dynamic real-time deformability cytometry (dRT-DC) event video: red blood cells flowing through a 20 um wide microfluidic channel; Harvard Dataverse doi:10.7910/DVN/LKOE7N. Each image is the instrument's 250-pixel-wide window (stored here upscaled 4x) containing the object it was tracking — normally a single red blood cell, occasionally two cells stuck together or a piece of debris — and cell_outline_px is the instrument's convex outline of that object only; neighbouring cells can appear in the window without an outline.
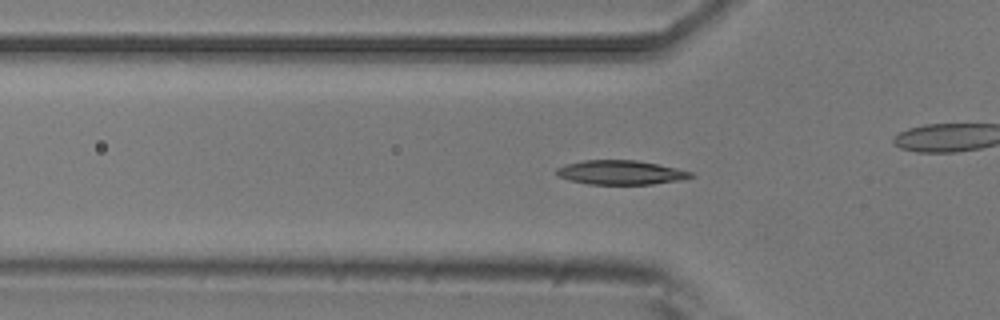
{"species": "common noctule bat (a hibernating species)", "species_latin": "Nyctalus noctula", "temperature_condition": "room temperature", "stored_images_in_passage": 54, "camera_frame_rate_fps": 3000, "um_per_image_px": 0.085, "animal": {"sex": "male", "body_mass_g": 20.5, "forearm_length_mm": 52.5}, "frame": {"image": 1, "passage_image": 17, "time_ms": 5.333, "image_size_px": [1000, 320], "cell_outline_px": [[696, 176], [680, 180], [652, 184], [588, 184], [556, 176], [556, 168], [564, 164], [584, 160], [636, 160], [676, 168], [692, 172]], "centroid_in_image_um": [52.74, 14.66], "position_along_channel_um": 73.1, "area_um2": 18.9}}
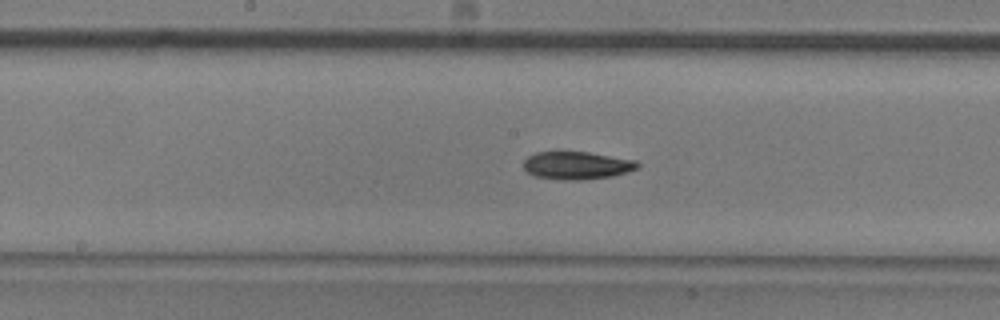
{"frame": {"image": 2, "passage_image": 27, "time_ms": 8.667, "image_size_px": [1000, 320], "cell_outline_px": [[640, 168], [628, 172], [612, 176], [584, 180], [560, 180], [536, 176], [528, 172], [524, 168], [524, 160], [528, 156], [536, 152], [588, 152], [636, 160], [640, 164]], "centroid_in_image_um": [49.07, 14.07], "position_along_channel_um": 199.1, "area_um2": 18.55}}
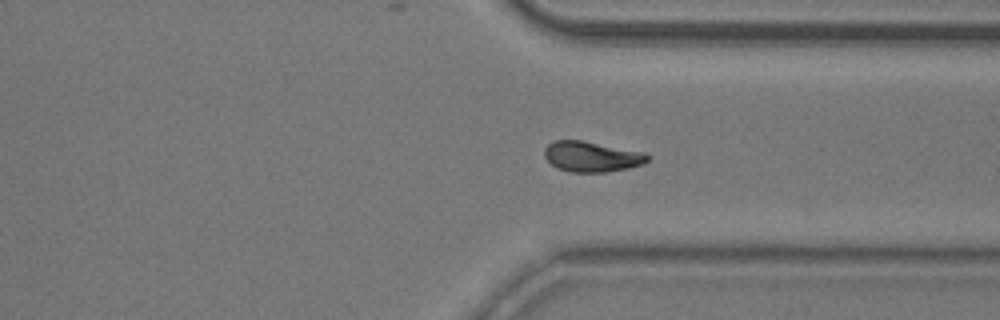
{"frame": {"image": 3, "passage_image": 40, "time_ms": 13.0, "image_size_px": [1000, 320], "cell_outline_px": [[652, 156], [644, 164], [628, 168], [604, 172], [572, 172], [556, 168], [544, 156], [544, 148], [552, 140], [580, 140], [644, 152]], "centroid_in_image_um": [50.29, 13.31], "position_along_channel_um": 361.1, "area_um2": 18.32}, "authors_computed_cell_mechanics": {"area_um2": 18.0336, "velocity_mm_per_s": 3.7509, "shape_relaxation_time_tau1_ms": 4.7747, "shape_relaxation_time_tau2_ms": null, "deformation_change_tau1": 0.1445, "deformation_change_tau2": null}}